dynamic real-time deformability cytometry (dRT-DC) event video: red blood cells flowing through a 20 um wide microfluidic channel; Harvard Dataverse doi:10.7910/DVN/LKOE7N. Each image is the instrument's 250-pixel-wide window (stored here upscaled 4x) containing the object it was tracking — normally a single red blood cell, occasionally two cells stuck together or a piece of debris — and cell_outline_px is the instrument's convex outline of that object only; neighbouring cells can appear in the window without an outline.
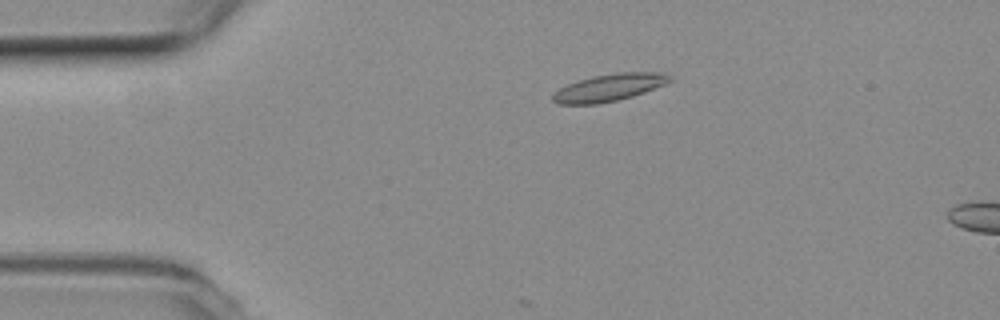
{"species": "common noctule bat (a hibernating species)", "species_latin": "Nyctalus noctula", "temperature_condition": "room temperature", "stored_images_in_passage": 14, "camera_frame_rate_fps": 3000, "um_per_image_px": 0.085, "animal": {"sex": "female", "body_mass_g": 19.3, "forearm_length_mm": 54.1}, "frame": {"image": 1, "passage_image": 11, "time_ms": 3.333, "image_size_px": [1000, 320], "cell_outline_px": [[676, 80], [644, 92], [632, 96], [616, 100], [596, 104], [560, 104], [552, 100], [552, 96], [560, 88], [568, 84], [592, 76], [616, 72], [664, 72], [676, 76]], "centroid_in_image_um": [51.89, 7.42], "position_along_channel_um": 33.1, "area_um2": 18.67}}